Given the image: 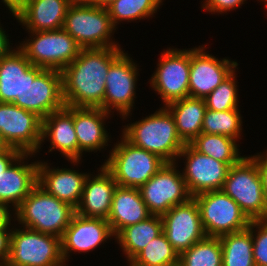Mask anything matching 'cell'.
<instances>
[{"mask_svg": "<svg viewBox=\"0 0 267 266\" xmlns=\"http://www.w3.org/2000/svg\"><path fill=\"white\" fill-rule=\"evenodd\" d=\"M123 51L121 47L82 48L61 71L65 106L104 110L106 75Z\"/></svg>", "mask_w": 267, "mask_h": 266, "instance_id": "1", "label": "cell"}, {"mask_svg": "<svg viewBox=\"0 0 267 266\" xmlns=\"http://www.w3.org/2000/svg\"><path fill=\"white\" fill-rule=\"evenodd\" d=\"M123 127L122 136L128 142L158 155L166 163L177 162L179 153L186 145L177 132L172 114L165 106Z\"/></svg>", "mask_w": 267, "mask_h": 266, "instance_id": "2", "label": "cell"}, {"mask_svg": "<svg viewBox=\"0 0 267 266\" xmlns=\"http://www.w3.org/2000/svg\"><path fill=\"white\" fill-rule=\"evenodd\" d=\"M18 226L62 238L75 208L48 194L38 184L14 210Z\"/></svg>", "mask_w": 267, "mask_h": 266, "instance_id": "3", "label": "cell"}, {"mask_svg": "<svg viewBox=\"0 0 267 266\" xmlns=\"http://www.w3.org/2000/svg\"><path fill=\"white\" fill-rule=\"evenodd\" d=\"M112 146L103 166L119 186L139 189L166 163L158 155L132 145L122 135Z\"/></svg>", "mask_w": 267, "mask_h": 266, "instance_id": "4", "label": "cell"}, {"mask_svg": "<svg viewBox=\"0 0 267 266\" xmlns=\"http://www.w3.org/2000/svg\"><path fill=\"white\" fill-rule=\"evenodd\" d=\"M241 208L250 221L267 219V202L256 161L245 156L229 169L221 189Z\"/></svg>", "mask_w": 267, "mask_h": 266, "instance_id": "5", "label": "cell"}, {"mask_svg": "<svg viewBox=\"0 0 267 266\" xmlns=\"http://www.w3.org/2000/svg\"><path fill=\"white\" fill-rule=\"evenodd\" d=\"M63 29L82 48L121 47L112 37L116 28L112 24L108 10L94 4H71L65 16Z\"/></svg>", "mask_w": 267, "mask_h": 266, "instance_id": "6", "label": "cell"}, {"mask_svg": "<svg viewBox=\"0 0 267 266\" xmlns=\"http://www.w3.org/2000/svg\"><path fill=\"white\" fill-rule=\"evenodd\" d=\"M29 38L19 43L32 65L62 71L80 53L82 47L63 28L49 31H27ZM31 38V39H30Z\"/></svg>", "mask_w": 267, "mask_h": 266, "instance_id": "7", "label": "cell"}, {"mask_svg": "<svg viewBox=\"0 0 267 266\" xmlns=\"http://www.w3.org/2000/svg\"><path fill=\"white\" fill-rule=\"evenodd\" d=\"M15 225L6 266H66L61 255V238Z\"/></svg>", "mask_w": 267, "mask_h": 266, "instance_id": "8", "label": "cell"}, {"mask_svg": "<svg viewBox=\"0 0 267 266\" xmlns=\"http://www.w3.org/2000/svg\"><path fill=\"white\" fill-rule=\"evenodd\" d=\"M12 103L35 113L42 120L64 108L62 73L32 65L27 70L26 88Z\"/></svg>", "mask_w": 267, "mask_h": 266, "instance_id": "9", "label": "cell"}, {"mask_svg": "<svg viewBox=\"0 0 267 266\" xmlns=\"http://www.w3.org/2000/svg\"><path fill=\"white\" fill-rule=\"evenodd\" d=\"M193 198L198 205L207 237H220L249 227L251 221L222 190L205 192Z\"/></svg>", "mask_w": 267, "mask_h": 266, "instance_id": "10", "label": "cell"}, {"mask_svg": "<svg viewBox=\"0 0 267 266\" xmlns=\"http://www.w3.org/2000/svg\"><path fill=\"white\" fill-rule=\"evenodd\" d=\"M157 68L149 80L164 105L189 97L190 48H167L158 58Z\"/></svg>", "mask_w": 267, "mask_h": 266, "instance_id": "11", "label": "cell"}, {"mask_svg": "<svg viewBox=\"0 0 267 266\" xmlns=\"http://www.w3.org/2000/svg\"><path fill=\"white\" fill-rule=\"evenodd\" d=\"M124 52L111 63L106 75L104 111L113 114L116 110L122 120H127L135 106L139 68L132 57Z\"/></svg>", "mask_w": 267, "mask_h": 266, "instance_id": "12", "label": "cell"}, {"mask_svg": "<svg viewBox=\"0 0 267 266\" xmlns=\"http://www.w3.org/2000/svg\"><path fill=\"white\" fill-rule=\"evenodd\" d=\"M178 162L165 163L140 188V194L152 215L162 216L172 207L187 202L189 194Z\"/></svg>", "mask_w": 267, "mask_h": 266, "instance_id": "13", "label": "cell"}, {"mask_svg": "<svg viewBox=\"0 0 267 266\" xmlns=\"http://www.w3.org/2000/svg\"><path fill=\"white\" fill-rule=\"evenodd\" d=\"M0 133L10 147L22 153L40 152L42 119L33 112L0 102Z\"/></svg>", "mask_w": 267, "mask_h": 266, "instance_id": "14", "label": "cell"}, {"mask_svg": "<svg viewBox=\"0 0 267 266\" xmlns=\"http://www.w3.org/2000/svg\"><path fill=\"white\" fill-rule=\"evenodd\" d=\"M185 165L181 169L189 194H199L221 190L229 169L234 164H226L210 156L199 153L190 144H186L178 155Z\"/></svg>", "mask_w": 267, "mask_h": 266, "instance_id": "15", "label": "cell"}, {"mask_svg": "<svg viewBox=\"0 0 267 266\" xmlns=\"http://www.w3.org/2000/svg\"><path fill=\"white\" fill-rule=\"evenodd\" d=\"M200 45L190 49L189 97L206 98L235 69L237 61L216 56Z\"/></svg>", "mask_w": 267, "mask_h": 266, "instance_id": "16", "label": "cell"}, {"mask_svg": "<svg viewBox=\"0 0 267 266\" xmlns=\"http://www.w3.org/2000/svg\"><path fill=\"white\" fill-rule=\"evenodd\" d=\"M161 217L163 233L179 255L207 237L198 205L193 197L172 207Z\"/></svg>", "mask_w": 267, "mask_h": 266, "instance_id": "17", "label": "cell"}, {"mask_svg": "<svg viewBox=\"0 0 267 266\" xmlns=\"http://www.w3.org/2000/svg\"><path fill=\"white\" fill-rule=\"evenodd\" d=\"M112 238L115 236L107 219L83 217L75 213L61 238V255L65 265L68 266L72 252H91Z\"/></svg>", "mask_w": 267, "mask_h": 266, "instance_id": "18", "label": "cell"}, {"mask_svg": "<svg viewBox=\"0 0 267 266\" xmlns=\"http://www.w3.org/2000/svg\"><path fill=\"white\" fill-rule=\"evenodd\" d=\"M45 140L50 142L48 152L56 150L73 166L81 164L78 161V141L74 128L73 106H65L42 120L41 147L46 142Z\"/></svg>", "mask_w": 267, "mask_h": 266, "instance_id": "19", "label": "cell"}, {"mask_svg": "<svg viewBox=\"0 0 267 266\" xmlns=\"http://www.w3.org/2000/svg\"><path fill=\"white\" fill-rule=\"evenodd\" d=\"M35 155L22 153L7 170L0 172V202L8 204L13 210L38 183L39 160L29 163L27 159Z\"/></svg>", "mask_w": 267, "mask_h": 266, "instance_id": "20", "label": "cell"}, {"mask_svg": "<svg viewBox=\"0 0 267 266\" xmlns=\"http://www.w3.org/2000/svg\"><path fill=\"white\" fill-rule=\"evenodd\" d=\"M49 164L47 161L39 160L37 184L48 194L76 209L90 173H82V171L70 168L50 167Z\"/></svg>", "mask_w": 267, "mask_h": 266, "instance_id": "21", "label": "cell"}, {"mask_svg": "<svg viewBox=\"0 0 267 266\" xmlns=\"http://www.w3.org/2000/svg\"><path fill=\"white\" fill-rule=\"evenodd\" d=\"M112 114L101 108L74 107V128L78 141V161L83 153L105 150L111 143L104 125ZM104 148V149H103Z\"/></svg>", "mask_w": 267, "mask_h": 266, "instance_id": "22", "label": "cell"}, {"mask_svg": "<svg viewBox=\"0 0 267 266\" xmlns=\"http://www.w3.org/2000/svg\"><path fill=\"white\" fill-rule=\"evenodd\" d=\"M96 173L88 175L75 212L83 217L107 219L118 184L103 164Z\"/></svg>", "mask_w": 267, "mask_h": 266, "instance_id": "23", "label": "cell"}, {"mask_svg": "<svg viewBox=\"0 0 267 266\" xmlns=\"http://www.w3.org/2000/svg\"><path fill=\"white\" fill-rule=\"evenodd\" d=\"M152 216L137 188L117 185L107 221L116 236L125 227Z\"/></svg>", "mask_w": 267, "mask_h": 266, "instance_id": "24", "label": "cell"}, {"mask_svg": "<svg viewBox=\"0 0 267 266\" xmlns=\"http://www.w3.org/2000/svg\"><path fill=\"white\" fill-rule=\"evenodd\" d=\"M70 5L68 0H28L15 19L26 31L59 30Z\"/></svg>", "mask_w": 267, "mask_h": 266, "instance_id": "25", "label": "cell"}, {"mask_svg": "<svg viewBox=\"0 0 267 266\" xmlns=\"http://www.w3.org/2000/svg\"><path fill=\"white\" fill-rule=\"evenodd\" d=\"M15 48L0 58V102L12 103L27 86V70L32 66L24 52Z\"/></svg>", "mask_w": 267, "mask_h": 266, "instance_id": "26", "label": "cell"}, {"mask_svg": "<svg viewBox=\"0 0 267 266\" xmlns=\"http://www.w3.org/2000/svg\"><path fill=\"white\" fill-rule=\"evenodd\" d=\"M172 114L180 138L189 144L201 132L205 112V100L186 97L165 106Z\"/></svg>", "mask_w": 267, "mask_h": 266, "instance_id": "27", "label": "cell"}, {"mask_svg": "<svg viewBox=\"0 0 267 266\" xmlns=\"http://www.w3.org/2000/svg\"><path fill=\"white\" fill-rule=\"evenodd\" d=\"M163 232L162 217L152 215L144 221L129 225L116 236L115 242L123 251L127 264L154 238Z\"/></svg>", "mask_w": 267, "mask_h": 266, "instance_id": "28", "label": "cell"}, {"mask_svg": "<svg viewBox=\"0 0 267 266\" xmlns=\"http://www.w3.org/2000/svg\"><path fill=\"white\" fill-rule=\"evenodd\" d=\"M222 266H255L253 260L252 221L249 227L219 237Z\"/></svg>", "mask_w": 267, "mask_h": 266, "instance_id": "29", "label": "cell"}, {"mask_svg": "<svg viewBox=\"0 0 267 266\" xmlns=\"http://www.w3.org/2000/svg\"><path fill=\"white\" fill-rule=\"evenodd\" d=\"M236 142L237 140L225 135L200 133L189 144L201 154L226 164H236L244 157Z\"/></svg>", "mask_w": 267, "mask_h": 266, "instance_id": "30", "label": "cell"}, {"mask_svg": "<svg viewBox=\"0 0 267 266\" xmlns=\"http://www.w3.org/2000/svg\"><path fill=\"white\" fill-rule=\"evenodd\" d=\"M163 2V0H116L107 10L112 24L117 29V25L122 21L133 22L155 17L154 14Z\"/></svg>", "mask_w": 267, "mask_h": 266, "instance_id": "31", "label": "cell"}, {"mask_svg": "<svg viewBox=\"0 0 267 266\" xmlns=\"http://www.w3.org/2000/svg\"><path fill=\"white\" fill-rule=\"evenodd\" d=\"M179 263V254L162 232L152 239L129 263V266H170Z\"/></svg>", "mask_w": 267, "mask_h": 266, "instance_id": "32", "label": "cell"}, {"mask_svg": "<svg viewBox=\"0 0 267 266\" xmlns=\"http://www.w3.org/2000/svg\"><path fill=\"white\" fill-rule=\"evenodd\" d=\"M242 124L243 121L239 108L224 111L207 109L201 133L225 135L239 142V139H242Z\"/></svg>", "mask_w": 267, "mask_h": 266, "instance_id": "33", "label": "cell"}, {"mask_svg": "<svg viewBox=\"0 0 267 266\" xmlns=\"http://www.w3.org/2000/svg\"><path fill=\"white\" fill-rule=\"evenodd\" d=\"M180 266H222L219 237H205L179 255Z\"/></svg>", "mask_w": 267, "mask_h": 266, "instance_id": "34", "label": "cell"}, {"mask_svg": "<svg viewBox=\"0 0 267 266\" xmlns=\"http://www.w3.org/2000/svg\"><path fill=\"white\" fill-rule=\"evenodd\" d=\"M236 69L226 77L206 98V108L212 111H224L239 108L238 83Z\"/></svg>", "mask_w": 267, "mask_h": 266, "instance_id": "35", "label": "cell"}, {"mask_svg": "<svg viewBox=\"0 0 267 266\" xmlns=\"http://www.w3.org/2000/svg\"><path fill=\"white\" fill-rule=\"evenodd\" d=\"M252 238L255 266H267V219L252 221Z\"/></svg>", "mask_w": 267, "mask_h": 266, "instance_id": "36", "label": "cell"}, {"mask_svg": "<svg viewBox=\"0 0 267 266\" xmlns=\"http://www.w3.org/2000/svg\"><path fill=\"white\" fill-rule=\"evenodd\" d=\"M202 9L211 14H225L232 10H237L246 0H203Z\"/></svg>", "mask_w": 267, "mask_h": 266, "instance_id": "37", "label": "cell"}, {"mask_svg": "<svg viewBox=\"0 0 267 266\" xmlns=\"http://www.w3.org/2000/svg\"><path fill=\"white\" fill-rule=\"evenodd\" d=\"M11 228H0V265H5L10 254Z\"/></svg>", "mask_w": 267, "mask_h": 266, "instance_id": "38", "label": "cell"}, {"mask_svg": "<svg viewBox=\"0 0 267 266\" xmlns=\"http://www.w3.org/2000/svg\"><path fill=\"white\" fill-rule=\"evenodd\" d=\"M251 157L256 161L257 167L259 169L264 195L267 202V149L266 151L264 150L263 153H261L260 151V153L251 155Z\"/></svg>", "mask_w": 267, "mask_h": 266, "instance_id": "39", "label": "cell"}, {"mask_svg": "<svg viewBox=\"0 0 267 266\" xmlns=\"http://www.w3.org/2000/svg\"><path fill=\"white\" fill-rule=\"evenodd\" d=\"M22 154L21 151L10 147L7 151L0 152V172H4Z\"/></svg>", "mask_w": 267, "mask_h": 266, "instance_id": "40", "label": "cell"}, {"mask_svg": "<svg viewBox=\"0 0 267 266\" xmlns=\"http://www.w3.org/2000/svg\"><path fill=\"white\" fill-rule=\"evenodd\" d=\"M14 215H15V212L13 208H11V206H9L6 203L0 202V228H10V227L12 228L13 223H11V221L15 220L13 219V217H15Z\"/></svg>", "mask_w": 267, "mask_h": 266, "instance_id": "41", "label": "cell"}, {"mask_svg": "<svg viewBox=\"0 0 267 266\" xmlns=\"http://www.w3.org/2000/svg\"><path fill=\"white\" fill-rule=\"evenodd\" d=\"M1 3L12 13L13 18L25 8L28 0H1Z\"/></svg>", "mask_w": 267, "mask_h": 266, "instance_id": "42", "label": "cell"}, {"mask_svg": "<svg viewBox=\"0 0 267 266\" xmlns=\"http://www.w3.org/2000/svg\"><path fill=\"white\" fill-rule=\"evenodd\" d=\"M9 35L6 33V30L2 27V24L0 23V58L9 54L14 46H10L11 41H9Z\"/></svg>", "mask_w": 267, "mask_h": 266, "instance_id": "43", "label": "cell"}, {"mask_svg": "<svg viewBox=\"0 0 267 266\" xmlns=\"http://www.w3.org/2000/svg\"><path fill=\"white\" fill-rule=\"evenodd\" d=\"M116 0H93V4L98 7L107 9L110 5H112Z\"/></svg>", "mask_w": 267, "mask_h": 266, "instance_id": "44", "label": "cell"}, {"mask_svg": "<svg viewBox=\"0 0 267 266\" xmlns=\"http://www.w3.org/2000/svg\"><path fill=\"white\" fill-rule=\"evenodd\" d=\"M10 148V146L6 143L4 138L2 137L0 133V152L7 151Z\"/></svg>", "mask_w": 267, "mask_h": 266, "instance_id": "45", "label": "cell"}, {"mask_svg": "<svg viewBox=\"0 0 267 266\" xmlns=\"http://www.w3.org/2000/svg\"><path fill=\"white\" fill-rule=\"evenodd\" d=\"M71 4H93V0H68Z\"/></svg>", "mask_w": 267, "mask_h": 266, "instance_id": "46", "label": "cell"}, {"mask_svg": "<svg viewBox=\"0 0 267 266\" xmlns=\"http://www.w3.org/2000/svg\"><path fill=\"white\" fill-rule=\"evenodd\" d=\"M170 266H180V264L178 263V264H173V265H170Z\"/></svg>", "mask_w": 267, "mask_h": 266, "instance_id": "47", "label": "cell"}]
</instances>
